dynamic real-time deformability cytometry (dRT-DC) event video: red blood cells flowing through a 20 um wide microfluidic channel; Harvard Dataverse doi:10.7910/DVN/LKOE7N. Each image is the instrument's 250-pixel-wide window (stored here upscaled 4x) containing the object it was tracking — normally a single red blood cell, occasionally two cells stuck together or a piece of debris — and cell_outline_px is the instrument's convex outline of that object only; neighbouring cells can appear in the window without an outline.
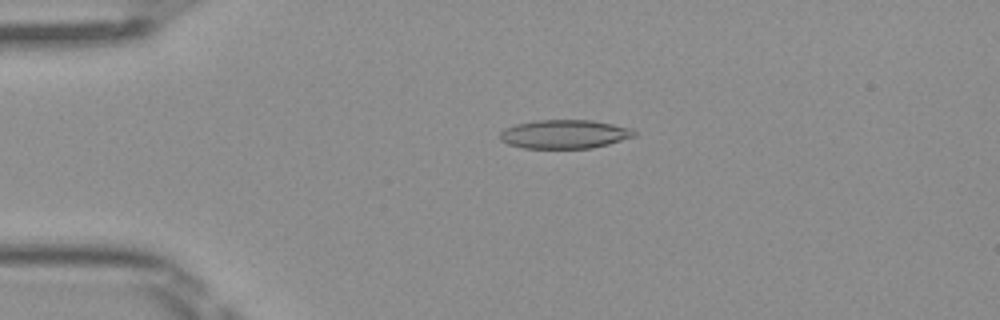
{"species": "Egyptian fruit bat (a non-hibernating species)", "species_latin": "Rousettus aegyptiacus", "temperature_condition": "room temperature", "stored_images_in_passage": 40, "camera_frame_rate_fps": 3000, "um_per_image_px": 0.085, "frame": {"image": 1, "passage_image": 1, "time_ms": 0.0, "image_size_px": [1000, 320], "cell_outline_px": [[636, 136], [608, 144], [592, 148], [524, 148], [508, 144], [500, 140], [500, 132], [504, 128], [516, 124], [536, 120], [592, 120], [612, 124], [628, 128], [636, 132]], "centroid_in_image_um": [47.95, 11.4], "position_along_channel_um": 37.0, "area_um2": 22.43}}
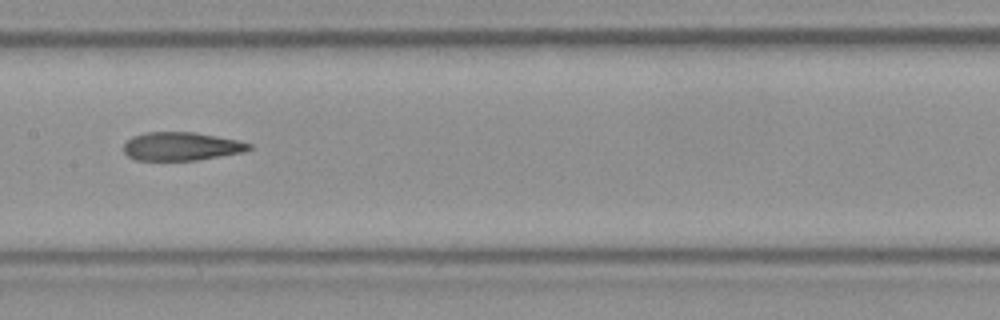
{"frame": {"image": 2, "passage_image": 15, "time_ms": 4.667, "image_size_px": [1000, 320], "cell_outline_px": [[252, 148], [244, 152], [196, 160], [136, 160], [128, 156], [124, 152], [124, 144], [132, 136], [144, 132], [196, 132], [240, 140], [252, 144]], "centroid_in_image_um": [15.43, 12.43], "position_along_channel_um": 192.0, "area_um2": 20.87}}
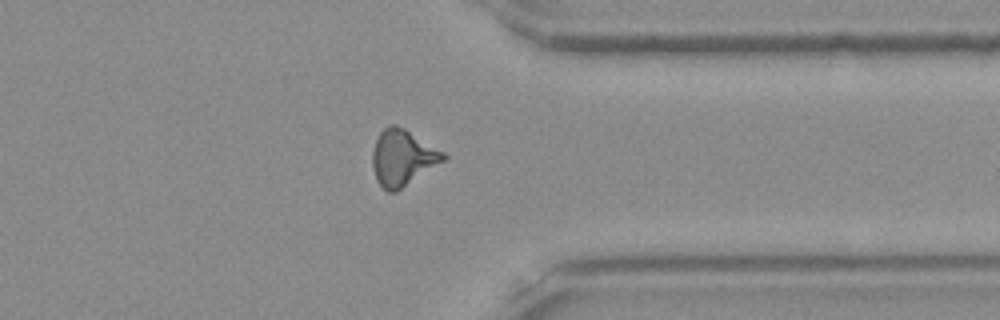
{"frame": {"image": 3, "passage_image": 29, "time_ms": 9.333, "image_size_px": [1000, 320], "cell_outline_px": [[448, 156], [444, 160], [396, 192], [388, 192], [376, 180], [372, 164], [372, 152], [376, 140], [380, 132], [388, 124], [396, 124], [404, 128], [444, 152]], "centroid_in_image_um": [34.2, 13.39], "position_along_channel_um": 377.2, "area_um2": 22.89}, "authors_computed_cell_mechanics": {"area_um2": 21.5883, "velocity_mm_per_s": 4.0711, "shape_relaxation_time_tau1_ms": 6.2098, "shape_relaxation_time_tau2_ms": 3.1927, "deformation_change_tau1": 0.2071, "deformation_change_tau2": 0.1245}}